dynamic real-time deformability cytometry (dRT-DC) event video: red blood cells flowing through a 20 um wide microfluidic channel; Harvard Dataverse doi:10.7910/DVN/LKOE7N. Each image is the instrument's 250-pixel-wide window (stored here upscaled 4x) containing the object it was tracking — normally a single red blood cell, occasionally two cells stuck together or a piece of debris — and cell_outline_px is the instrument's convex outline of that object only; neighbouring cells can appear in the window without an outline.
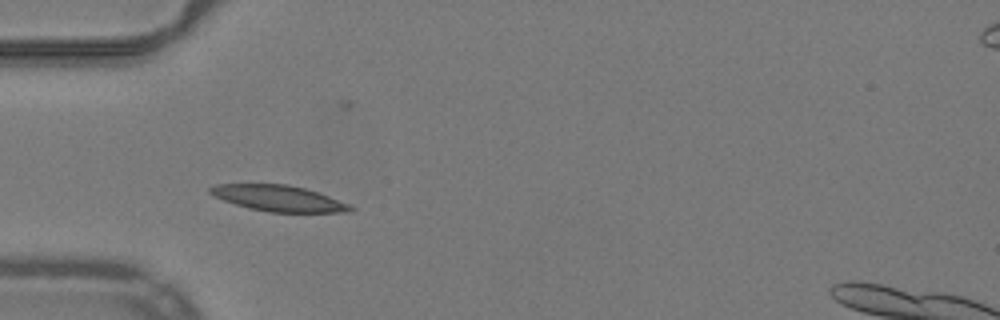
{"species": "common noctule bat (a hibernating species)", "species_latin": "Nyctalus noctula", "temperature_condition": "warm", "stored_images_in_passage": 9, "camera_frame_rate_fps": 3000, "um_per_image_px": 0.085, "animal": {"sex": "male", "body_mass_g": 19.2, "forearm_length_mm": 51.8}, "frame": {"image": 1, "passage_image": 6, "time_ms": 1.667, "image_size_px": [1000, 320], "cell_outline_px": [[356, 208], [352, 212], [268, 212], [248, 208], [224, 200], [208, 192], [208, 188], [216, 184], [288, 184], [304, 188], [352, 204]], "centroid_in_image_um": [23.72, 16.86], "position_along_channel_um": 61.3, "area_um2": 21.21}}
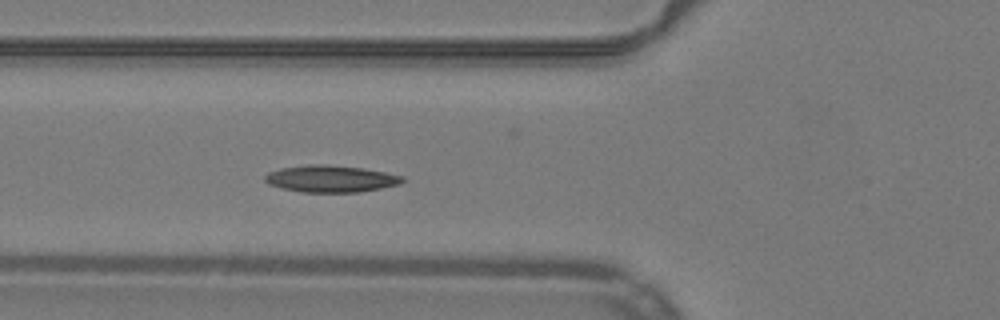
{"frame": {"image": 2, "passage_image": 9, "time_ms": 2.667, "image_size_px": [1000, 320], "cell_outline_px": [[404, 180], [400, 184], [360, 192], [300, 192], [268, 184], [264, 180], [264, 176], [268, 172], [280, 168], [308, 164], [328, 164], [364, 168], [404, 176]], "centroid_in_image_um": [28.1, 15.18], "position_along_channel_um": 97.7, "area_um2": 21.62}}